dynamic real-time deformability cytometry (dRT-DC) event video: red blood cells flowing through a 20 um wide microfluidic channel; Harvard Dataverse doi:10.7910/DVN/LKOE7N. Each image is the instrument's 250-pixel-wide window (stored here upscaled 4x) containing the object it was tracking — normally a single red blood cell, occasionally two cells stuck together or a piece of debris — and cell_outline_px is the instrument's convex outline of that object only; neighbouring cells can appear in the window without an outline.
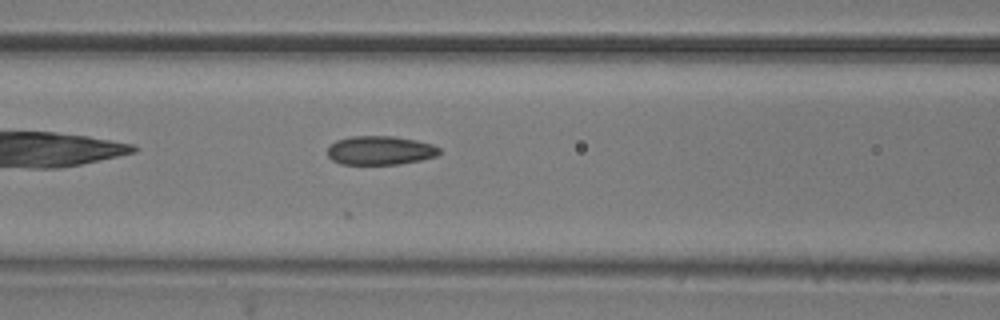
{"species": "common noctule bat (a hibernating species)", "species_latin": "Nyctalus noctula", "temperature_condition": "room temperature", "stored_images_in_passage": 20, "camera_frame_rate_fps": 3000, "um_per_image_px": 0.085, "animal": {"sex": "male", "body_mass_g": 20.5, "forearm_length_mm": 52.5}, "frame": {"image": 1, "passage_image": 7, "time_ms": 2.0, "image_size_px": [1000, 320], "cell_outline_px": [[440, 152], [436, 156], [420, 160], [400, 164], [340, 164], [332, 160], [328, 156], [328, 144], [336, 140], [348, 136], [396, 136], [416, 140], [432, 144], [440, 148]], "centroid_in_image_um": [32.28, 12.77], "position_along_channel_um": 134.3, "area_um2": 19.02}}
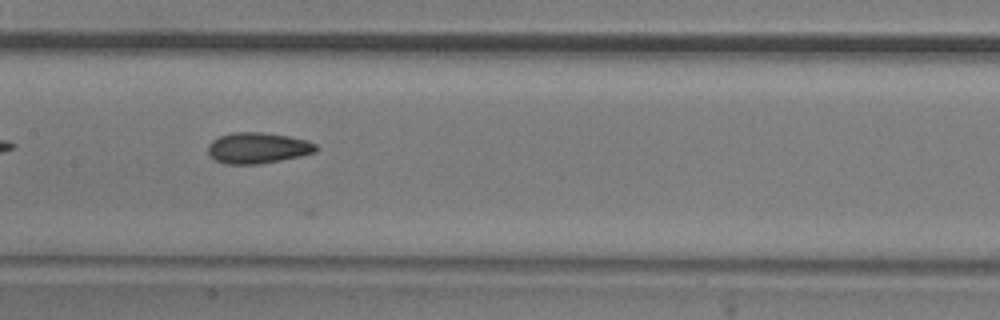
{"frame": {"image": 2, "passage_image": 11, "time_ms": 3.333, "image_size_px": [1000, 320], "cell_outline_px": [[320, 148], [316, 152], [300, 156], [260, 164], [224, 164], [216, 160], [208, 152], [208, 144], [212, 140], [220, 136], [232, 132], [260, 132], [288, 136], [308, 140], [316, 144]], "centroid_in_image_um": [21.93, 12.57], "position_along_channel_um": 185.5, "area_um2": 19.54}}
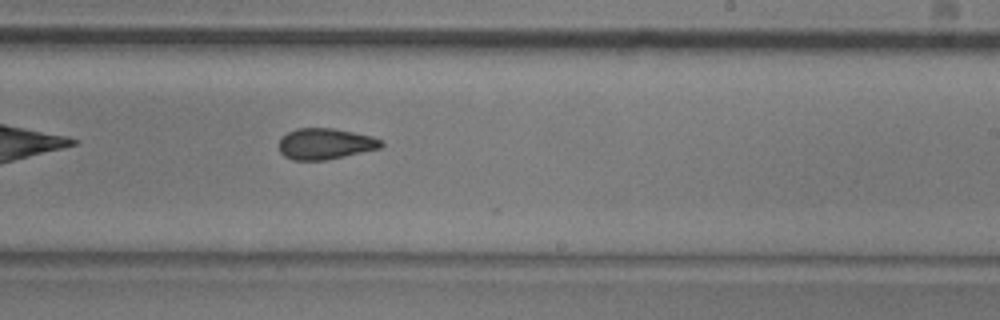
{"frame": {"image": 3, "passage_image": 17, "time_ms": 5.333, "image_size_px": [1000, 320], "cell_outline_px": [[384, 144], [380, 148], [328, 160], [292, 160], [284, 156], [280, 152], [280, 140], [288, 132], [296, 128], [332, 128], [372, 136], [380, 140]], "centroid_in_image_um": [27.64, 12.23], "position_along_channel_um": 261.4, "area_um2": 18.38}}